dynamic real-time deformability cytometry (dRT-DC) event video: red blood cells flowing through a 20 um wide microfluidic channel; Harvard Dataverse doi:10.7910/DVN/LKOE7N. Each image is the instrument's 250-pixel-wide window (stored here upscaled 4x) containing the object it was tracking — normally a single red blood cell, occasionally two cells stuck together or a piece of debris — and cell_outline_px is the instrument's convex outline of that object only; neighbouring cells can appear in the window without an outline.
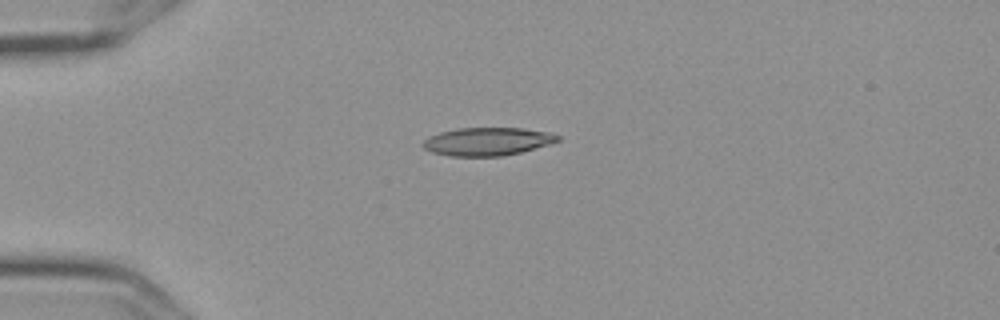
{"species": "Egyptian fruit bat (a non-hibernating species)", "species_latin": "Rousettus aegyptiacus", "temperature_condition": "cold", "stored_images_in_passage": 4, "camera_frame_rate_fps": 3000, "um_per_image_px": 0.085, "frame": {"image": 1, "passage_image": 1, "time_ms": 0.0, "image_size_px": [1000, 320], "cell_outline_px": [[560, 140], [548, 144], [520, 152], [504, 156], [448, 156], [432, 152], [424, 148], [420, 144], [428, 136], [440, 132], [456, 128], [524, 128], [548, 132], [560, 136]], "centroid_in_image_um": [41.38, 12.02], "position_along_channel_um": 43.6, "area_um2": 22.08}}
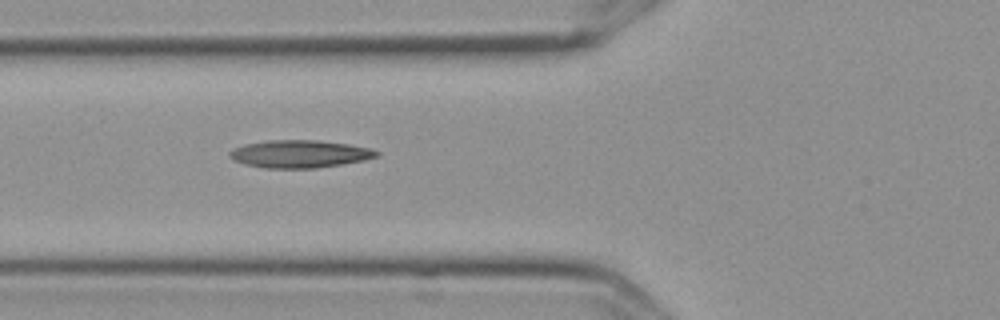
{"frame": {"image": 2, "passage_image": 3, "time_ms": 0.667, "image_size_px": [1000, 320], "cell_outline_px": [[380, 152], [376, 156], [364, 160], [316, 168], [264, 168], [244, 164], [228, 156], [228, 152], [232, 148], [244, 144], [268, 140], [316, 140], [348, 144], [372, 148]], "centroid_in_image_um": [25.44, 13.08], "position_along_channel_um": 100.4, "area_um2": 23.64}}
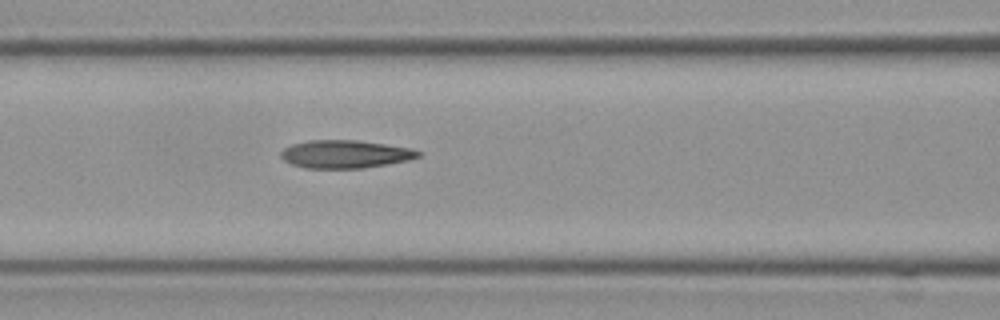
{"frame": {"image": 3, "passage_image": 4, "time_ms": 1.0, "image_size_px": [1000, 320], "cell_outline_px": [[424, 152], [420, 156], [408, 160], [388, 164], [360, 168], [304, 168], [292, 164], [284, 160], [280, 156], [280, 152], [284, 148], [292, 144], [308, 140], [356, 140], [412, 148]], "centroid_in_image_um": [29.35, 13.1], "position_along_channel_um": 137.3, "area_um2": 22.43}}